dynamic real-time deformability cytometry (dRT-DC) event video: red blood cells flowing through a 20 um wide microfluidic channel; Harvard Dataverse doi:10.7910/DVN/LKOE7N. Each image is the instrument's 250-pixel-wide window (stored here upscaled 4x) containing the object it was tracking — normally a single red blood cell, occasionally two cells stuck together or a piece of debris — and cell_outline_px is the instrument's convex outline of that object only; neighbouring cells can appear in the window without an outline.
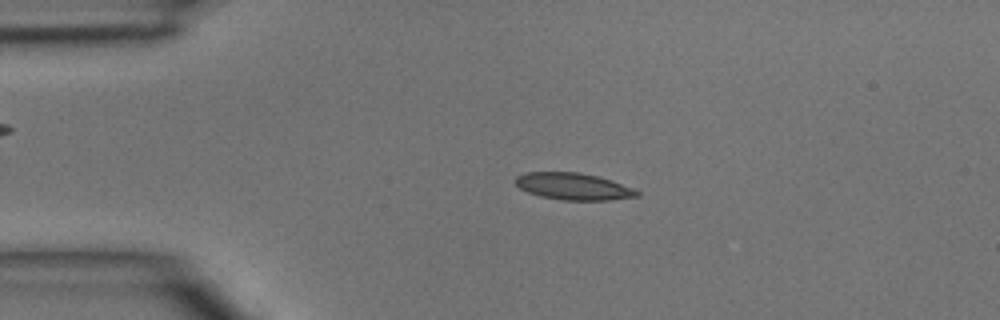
{"species": "common noctule bat (a hibernating species)", "species_latin": "Nyctalus noctula", "temperature_condition": "room temperature", "stored_images_in_passage": 16, "camera_frame_rate_fps": 3000, "um_per_image_px": 0.085, "animal": {"sex": "male", "body_mass_g": 15.6}, "frame": {"image": 1, "passage_image": 3, "time_ms": 0.667, "image_size_px": [1000, 320], "cell_outline_px": [[640, 196], [608, 200], [564, 200], [540, 196], [528, 192], [520, 188], [516, 184], [516, 176], [524, 172], [580, 172], [612, 180], [632, 188], [640, 192]], "centroid_in_image_um": [48.74, 15.84], "position_along_channel_um": 36.3, "area_um2": 18.96}}
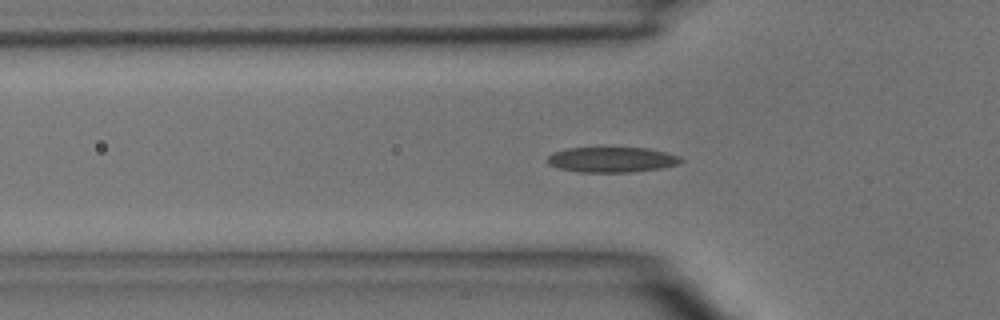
{"frame": {"image": 2, "passage_image": 8, "time_ms": 2.333, "image_size_px": [1000, 320], "cell_outline_px": [[684, 160], [680, 164], [660, 168], [632, 172], [576, 172], [556, 168], [548, 164], [548, 156], [552, 152], [568, 148], [648, 148], [680, 156]], "centroid_in_image_um": [51.99, 13.58], "position_along_channel_um": 73.8, "area_um2": 19.77}}
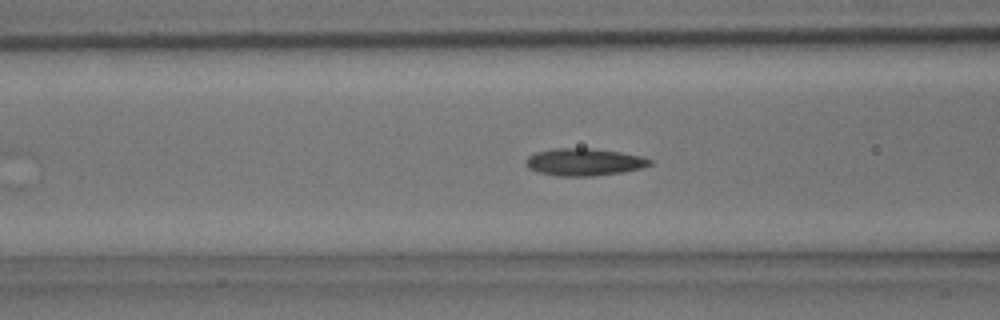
{"frame": {"image": 3, "passage_image": 11, "time_ms": 3.333, "image_size_px": [1000, 320], "cell_outline_px": [[652, 164], [644, 168], [624, 172], [592, 176], [556, 176], [540, 172], [528, 168], [524, 164], [524, 160], [528, 156], [536, 152], [552, 148], [588, 148], [620, 152], [644, 156], [652, 160]], "centroid_in_image_um": [49.66, 13.77], "position_along_channel_um": 116.9, "area_um2": 20.0}}